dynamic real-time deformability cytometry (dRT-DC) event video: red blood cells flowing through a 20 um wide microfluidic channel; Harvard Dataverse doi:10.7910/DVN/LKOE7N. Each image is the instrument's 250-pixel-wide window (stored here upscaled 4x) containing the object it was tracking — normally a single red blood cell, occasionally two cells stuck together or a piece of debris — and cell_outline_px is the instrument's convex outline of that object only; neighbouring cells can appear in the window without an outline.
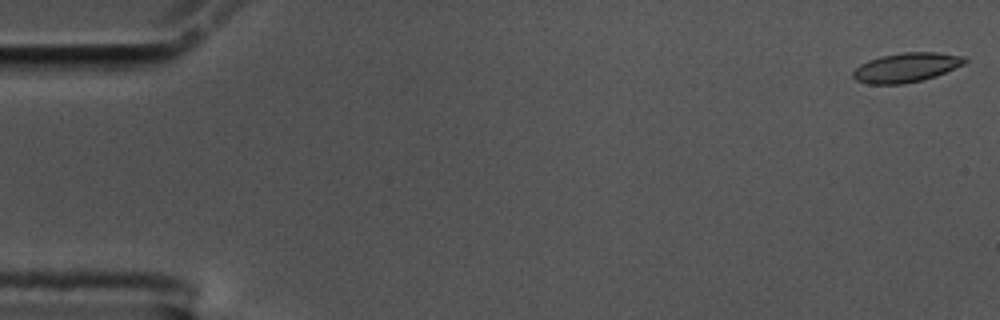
{"species": "common noctule bat (a hibernating species)", "species_latin": "Nyctalus noctula", "temperature_condition": "cold", "stored_images_in_passage": 57, "camera_frame_rate_fps": 3000, "um_per_image_px": 0.085, "animal": {"sex": "male", "body_mass_g": 17.5, "forearm_length_mm": 52.3}, "frame": {"image": 1, "passage_image": 1, "time_ms": 0.0, "image_size_px": [1000, 320], "cell_outline_px": [[968, 60], [964, 64], [936, 76], [904, 84], [868, 84], [856, 80], [852, 76], [852, 72], [860, 64], [868, 60], [880, 56], [900, 52], [936, 52], [964, 56]], "centroid_in_image_um": [77.02, 5.73], "position_along_channel_um": 8.0, "area_um2": 19.19}}
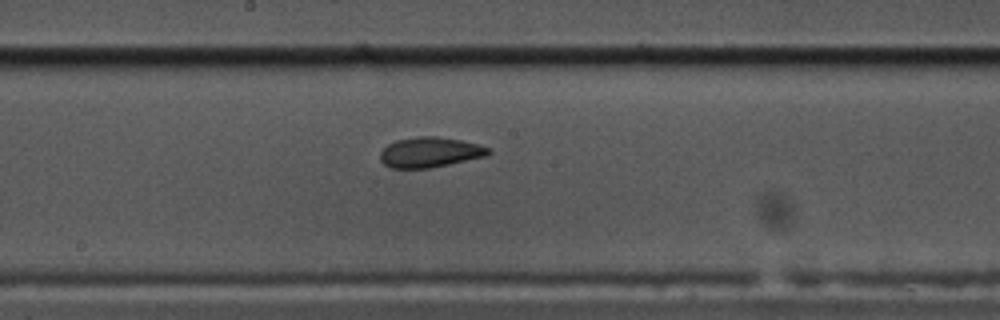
{"frame": {"image": 2, "passage_image": 30, "time_ms": 9.667, "image_size_px": [1000, 320], "cell_outline_px": [[492, 152], [488, 156], [428, 168], [392, 168], [384, 164], [380, 160], [380, 152], [388, 144], [396, 140], [416, 136], [436, 136], [460, 140], [480, 144], [492, 148]], "centroid_in_image_um": [36.58, 12.93], "position_along_channel_um": 211.6, "area_um2": 19.19}}
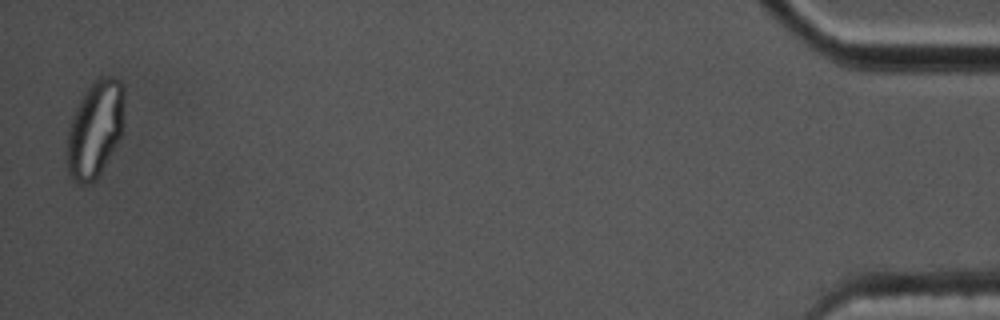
{"frame": {"image": 3, "passage_image": 56, "time_ms": 18.333, "image_size_px": [1000, 320], "cell_outline_px": [[124, 124], [120, 136], [116, 144], [96, 180], [84, 184], [80, 184], [68, 176], [68, 132], [72, 120], [80, 100], [84, 92], [100, 76], [112, 76], [120, 80], [124, 84]], "centroid_in_image_um": [8.12, 10.94], "position_along_channel_um": 427.1, "area_um2": 31.96}, "authors_computed_cell_mechanics": {"area_um2": 19.074, "velocity_mm_per_s": 3.5347, "shape_relaxation_time_tau1_ms": 4.9324, "shape_relaxation_time_tau2_ms": 1.9292, "deformation_change_tau1": 0.1529, "deformation_change_tau2": 0.0759}}